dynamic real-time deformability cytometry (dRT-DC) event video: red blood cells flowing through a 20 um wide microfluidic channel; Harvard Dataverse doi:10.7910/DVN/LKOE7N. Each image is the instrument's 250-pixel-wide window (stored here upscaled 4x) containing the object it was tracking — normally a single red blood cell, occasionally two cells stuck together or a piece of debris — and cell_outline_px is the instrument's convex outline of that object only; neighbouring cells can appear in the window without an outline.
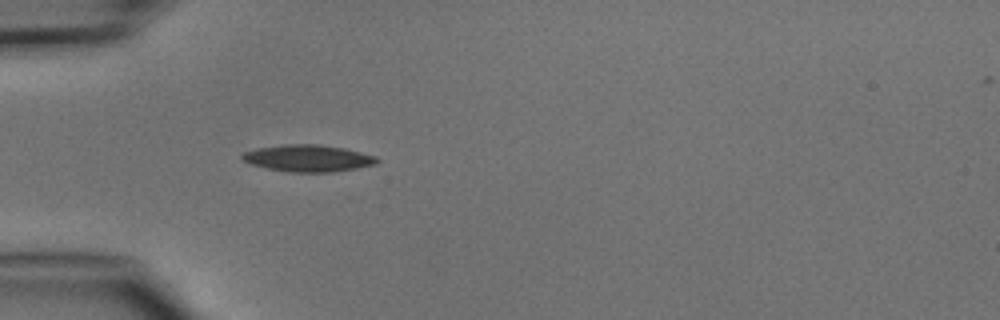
{"species": "common noctule bat (a hibernating species)", "species_latin": "Nyctalus noctula", "temperature_condition": "cold", "stored_images_in_passage": 2, "camera_frame_rate_fps": 3000, "um_per_image_px": 0.085, "animal": {"sex": "male", "body_mass_g": 15.6}, "frame": {"image": 1, "passage_image": 2, "time_ms": 1.333, "image_size_px": [1000, 320], "cell_outline_px": [[380, 160], [376, 164], [356, 168], [332, 172], [288, 172], [268, 168], [252, 164], [244, 160], [240, 156], [244, 152], [260, 148], [288, 144], [316, 144], [344, 148], [376, 156]], "centroid_in_image_um": [26.22, 13.45], "position_along_channel_um": 58.8, "area_um2": 20.81}}